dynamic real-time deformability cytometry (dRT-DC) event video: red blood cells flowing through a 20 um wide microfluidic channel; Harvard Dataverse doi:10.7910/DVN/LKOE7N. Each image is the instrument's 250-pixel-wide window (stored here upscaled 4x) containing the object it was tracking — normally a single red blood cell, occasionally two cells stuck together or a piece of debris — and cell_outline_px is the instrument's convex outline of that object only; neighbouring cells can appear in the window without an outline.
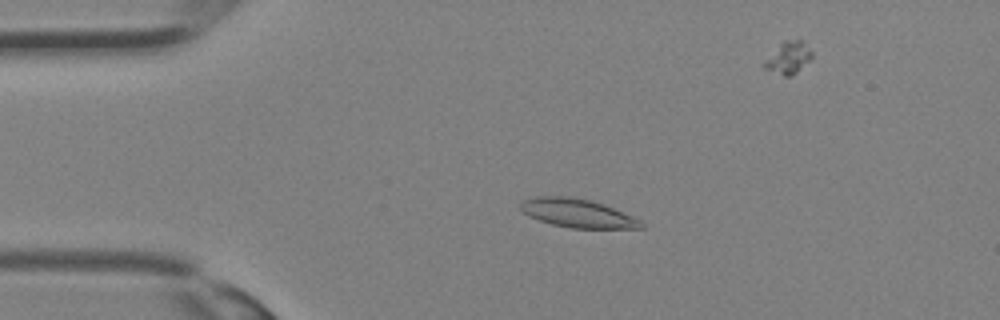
{"species": "Egyptian fruit bat (a non-hibernating species)", "species_latin": "Rousettus aegyptiacus", "temperature_condition": "room temperature", "stored_images_in_passage": 10, "camera_frame_rate_fps": 3000, "um_per_image_px": 0.085, "animal": {"sex": "female"}, "frame": {"image": 1, "passage_image": 4, "time_ms": 1.0, "image_size_px": [1000, 320], "cell_outline_px": [[644, 228], [568, 228], [552, 224], [528, 216], [520, 212], [520, 204], [524, 200], [536, 196], [568, 196], [592, 200], [604, 204], [632, 216], [640, 220], [644, 224]], "centroid_in_image_um": [49.06, 18.12], "position_along_channel_um": 35.9, "area_um2": 20.17}}
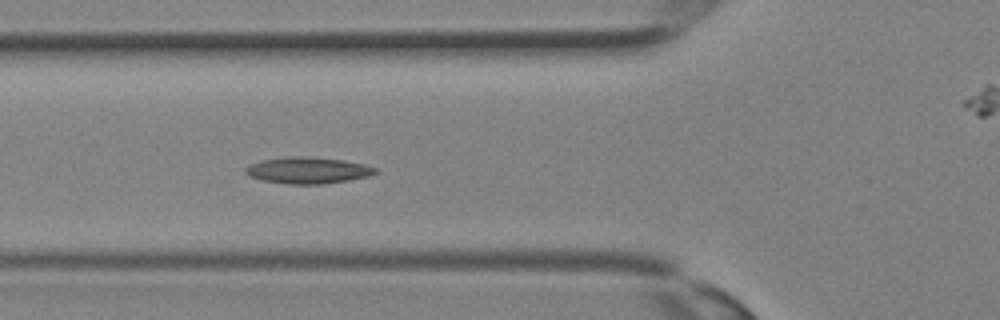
{"frame": {"image": 2, "passage_image": 9, "time_ms": 2.667, "image_size_px": [1000, 320], "cell_outline_px": [[380, 172], [368, 176], [348, 180], [324, 184], [288, 184], [260, 180], [248, 176], [244, 172], [244, 168], [248, 164], [260, 160], [284, 156], [304, 156], [344, 160], [364, 164], [380, 168]], "centroid_in_image_um": [26.14, 14.47], "position_along_channel_um": 99.7, "area_um2": 20.46}}